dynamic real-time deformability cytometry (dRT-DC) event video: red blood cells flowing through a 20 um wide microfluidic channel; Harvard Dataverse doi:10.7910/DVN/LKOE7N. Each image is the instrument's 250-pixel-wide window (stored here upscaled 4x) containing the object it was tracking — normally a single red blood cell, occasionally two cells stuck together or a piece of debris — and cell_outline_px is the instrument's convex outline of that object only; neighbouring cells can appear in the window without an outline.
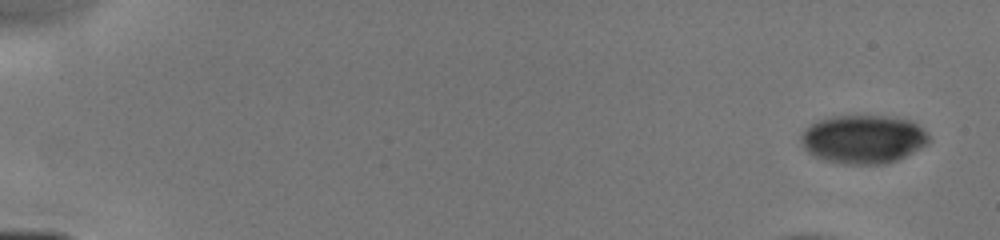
{"species": "human", "species_latin": "Homo sapiens", "temperature_condition": "cold", "stored_images_in_passage": 13, "camera_frame_rate_fps": 3000, "um_per_image_px": 0.085, "donor": {"sex": "male"}, "frame": {"image": 1, "passage_image": 1, "time_ms": 0.0, "image_size_px": [1000, 240], "cell_outline_px": [[928, 140], [924, 144], [912, 152], [896, 160], [884, 164], [844, 164], [824, 160], [808, 152], [804, 148], [800, 136], [804, 128], [816, 120], [832, 116], [884, 116], [908, 120], [916, 124], [928, 136]], "centroid_in_image_um": [73.29, 11.83], "position_along_channel_um": 11.7, "area_um2": 35.72}}